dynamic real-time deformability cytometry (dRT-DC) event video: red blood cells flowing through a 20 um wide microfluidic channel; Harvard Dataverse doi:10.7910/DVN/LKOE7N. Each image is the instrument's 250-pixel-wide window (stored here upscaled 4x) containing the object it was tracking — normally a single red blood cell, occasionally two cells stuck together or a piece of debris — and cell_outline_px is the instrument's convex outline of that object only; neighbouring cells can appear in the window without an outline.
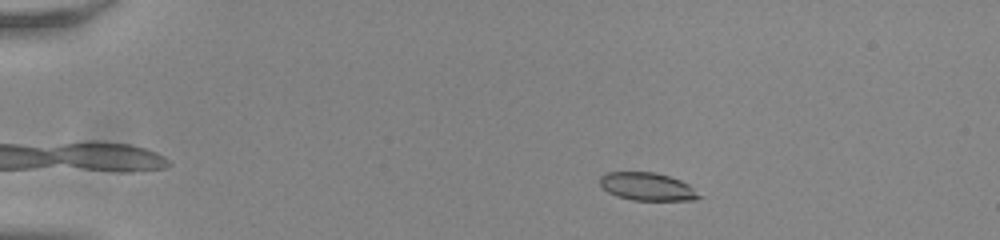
{"species": "common noctule bat (a hibernating species)", "species_latin": "Nyctalus noctula", "temperature_condition": "room temperature", "stored_images_in_passage": 52, "camera_frame_rate_fps": 3000, "um_per_image_px": 0.085, "animal": {"sex": "male", "body_mass_g": 20.0, "forearm_length_mm": 53.3}, "frame": {"image": 1, "passage_image": 7, "time_ms": 2.0, "image_size_px": [1000, 240], "cell_outline_px": [[704, 196], [692, 200], [632, 200], [616, 196], [608, 192], [600, 184], [600, 176], [604, 172], [656, 172], [680, 180], [688, 184]], "centroid_in_image_um": [55.02, 15.86], "position_along_channel_um": 30.0, "area_um2": 16.18}}
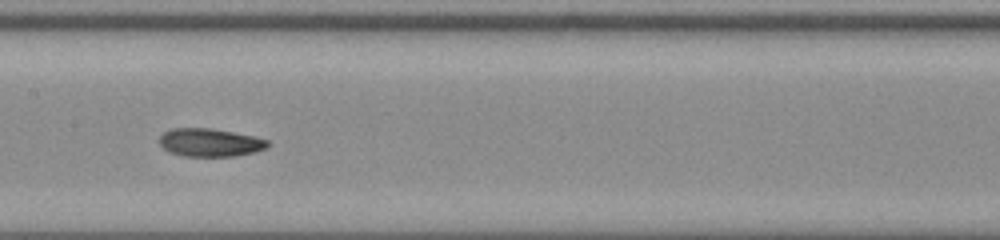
{"frame": {"image": 2, "passage_image": 26, "time_ms": 8.333, "image_size_px": [1000, 240], "cell_outline_px": [[268, 144], [264, 148], [256, 152], [236, 156], [184, 156], [172, 152], [164, 148], [160, 144], [160, 136], [164, 132], [172, 128], [212, 128], [252, 136], [268, 140]], "centroid_in_image_um": [17.84, 12.11], "position_along_channel_um": 189.6, "area_um2": 17.51}}
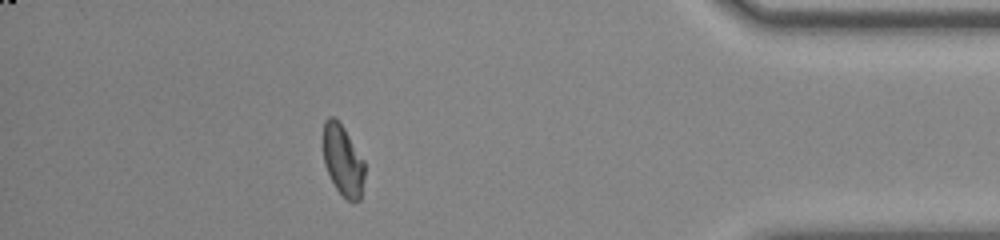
{"frame": {"image": 3, "passage_image": 46, "time_ms": 15.0, "image_size_px": [1000, 240], "cell_outline_px": [[364, 176], [360, 200], [352, 204], [336, 188], [324, 164], [324, 120], [328, 116], [332, 116], [344, 128], [364, 160]], "centroid_in_image_um": [29.16, 13.66], "position_along_channel_um": 406.0, "area_um2": 16.88}, "authors_computed_cell_mechanics": {"area_um2": 17.4845, "velocity_mm_per_s": 3.8027, "shape_relaxation_time_tau1_ms": 4.9957, "shape_relaxation_time_tau2_ms": 2.6596, "deformation_change_tau1": 0.1584, "deformation_change_tau2": 0.0718}}